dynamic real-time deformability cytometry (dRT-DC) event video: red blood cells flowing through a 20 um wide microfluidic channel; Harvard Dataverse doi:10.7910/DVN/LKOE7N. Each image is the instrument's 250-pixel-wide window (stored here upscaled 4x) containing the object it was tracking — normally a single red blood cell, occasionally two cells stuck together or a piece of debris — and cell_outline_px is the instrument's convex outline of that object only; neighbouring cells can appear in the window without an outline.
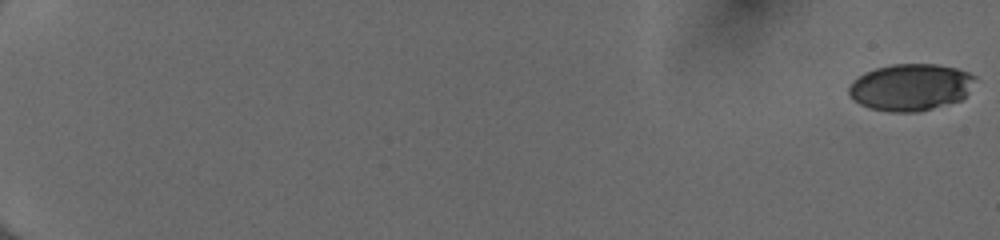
{"species": "human", "species_latin": "Homo sapiens", "temperature_condition": "cold", "stored_images_in_passage": 54, "camera_frame_rate_fps": 3000, "um_per_image_px": 0.085, "donor": {"sex": "female"}, "frame": {"image": 1, "passage_image": 1, "time_ms": 0.0, "image_size_px": [1000, 240], "cell_outline_px": [[976, 76], [968, 92], [960, 100], [932, 108], [916, 112], [892, 112], [868, 108], [860, 104], [848, 92], [848, 84], [852, 80], [864, 72], [876, 68], [892, 64], [936, 64], [956, 68], [968, 72]], "centroid_in_image_um": [77.37, 7.4], "position_along_channel_um": 7.6, "area_um2": 34.39}}
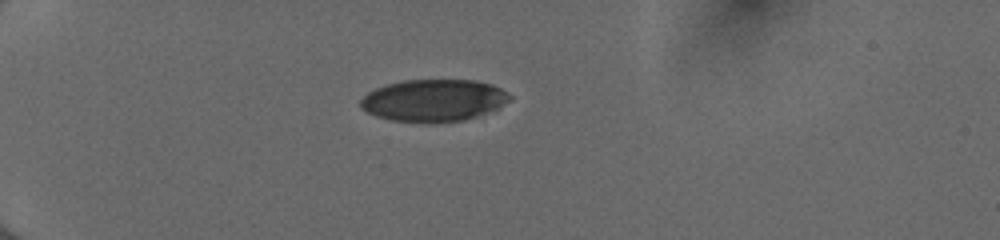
{"frame": {"image": 2, "passage_image": 18, "time_ms": 5.667, "image_size_px": [1000, 240], "cell_outline_px": [[512, 96], [508, 100], [496, 108], [476, 116], [464, 120], [424, 124], [392, 120], [376, 116], [360, 108], [360, 100], [368, 92], [376, 88], [388, 84], [404, 80], [476, 80], [492, 84], [508, 92]], "centroid_in_image_um": [36.83, 8.54], "position_along_channel_um": 48.2, "area_um2": 36.65}}
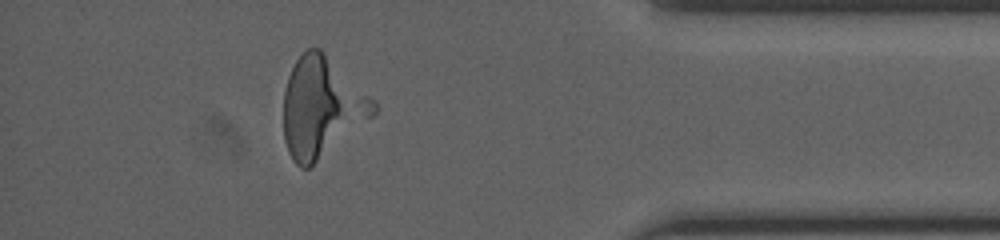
{"frame": {"image": 3, "passage_image": 50, "time_ms": 16.333, "image_size_px": [1000, 240], "cell_outline_px": [[340, 108], [316, 160], [308, 168], [300, 168], [292, 160], [288, 152], [284, 140], [284, 92], [288, 76], [296, 60], [308, 48], [320, 48], [324, 52]], "centroid_in_image_um": [26.25, 9.11], "position_along_channel_um": 409.0, "area_um2": 34.74}}